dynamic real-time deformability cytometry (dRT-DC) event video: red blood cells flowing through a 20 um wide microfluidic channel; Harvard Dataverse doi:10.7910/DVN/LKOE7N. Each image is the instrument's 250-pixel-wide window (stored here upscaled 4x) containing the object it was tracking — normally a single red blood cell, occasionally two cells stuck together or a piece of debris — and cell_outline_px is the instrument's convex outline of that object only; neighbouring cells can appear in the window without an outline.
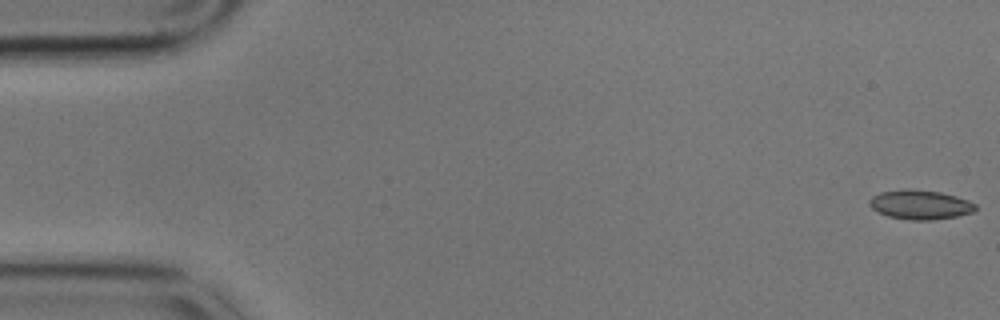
{"species": "common noctule bat (a hibernating species)", "species_latin": "Nyctalus noctula", "temperature_condition": "cold", "stored_images_in_passage": 58, "camera_frame_rate_fps": 3000, "um_per_image_px": 0.085, "animal": {"sex": "male", "body_mass_g": 17.9}, "frame": {"image": 1, "passage_image": 1, "time_ms": 0.0, "image_size_px": [1000, 320], "cell_outline_px": [[976, 208], [972, 212], [956, 216], [932, 220], [908, 220], [888, 216], [876, 212], [868, 204], [868, 200], [872, 196], [880, 192], [904, 188], [908, 188], [940, 192], [956, 196], [968, 200], [976, 204]], "centroid_in_image_um": [78.16, 17.39], "position_along_channel_um": 6.8, "area_um2": 18.32}}
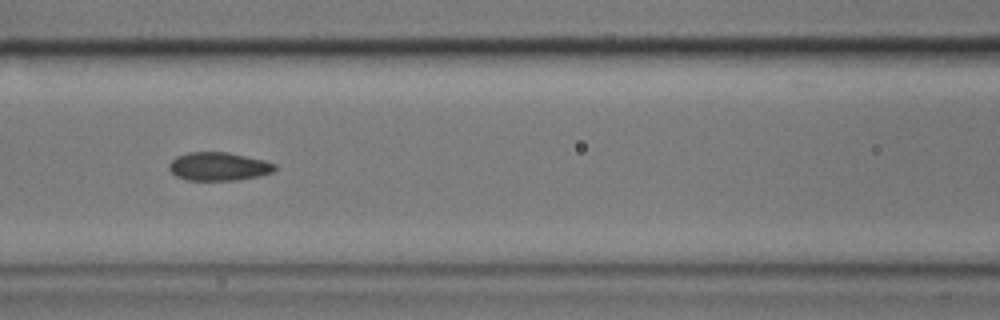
{"frame": {"image": 2, "passage_image": 25, "time_ms": 8.0, "image_size_px": [1000, 320], "cell_outline_px": [[276, 168], [272, 172], [260, 176], [240, 180], [188, 180], [176, 176], [168, 168], [168, 164], [176, 156], [188, 152], [228, 152], [264, 160], [276, 164]], "centroid_in_image_um": [18.58, 14.15], "position_along_channel_um": 148.0, "area_um2": 17.57}}
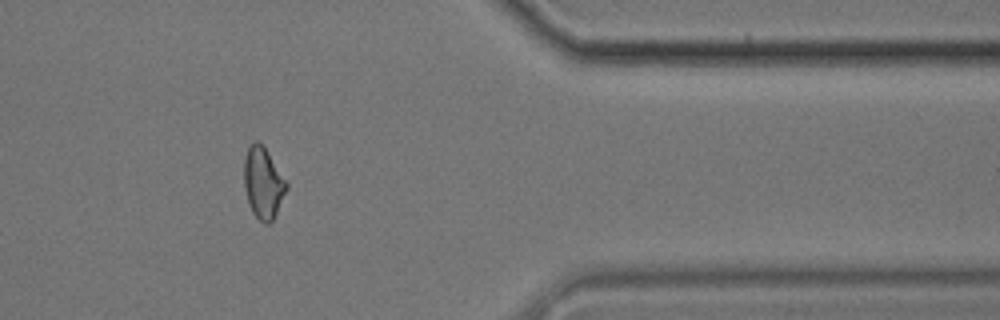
{"frame": {"image": 3, "passage_image": 48, "time_ms": 15.667, "image_size_px": [1000, 320], "cell_outline_px": [[288, 188], [272, 220], [268, 224], [264, 224], [252, 212], [248, 204], [244, 188], [244, 156], [248, 144], [256, 140], [268, 152], [288, 184]], "centroid_in_image_um": [22.34, 15.53], "position_along_channel_um": 389.1, "area_um2": 17.57}, "authors_computed_cell_mechanics": {"area_um2": 17.8024, "velocity_mm_per_s": 3.4258, "shape_relaxation_time_tau1_ms": 8.6428, "shape_relaxation_time_tau2_ms": 3.4671, "deformation_change_tau1": 0.1231, "deformation_change_tau2": 0.0643}}